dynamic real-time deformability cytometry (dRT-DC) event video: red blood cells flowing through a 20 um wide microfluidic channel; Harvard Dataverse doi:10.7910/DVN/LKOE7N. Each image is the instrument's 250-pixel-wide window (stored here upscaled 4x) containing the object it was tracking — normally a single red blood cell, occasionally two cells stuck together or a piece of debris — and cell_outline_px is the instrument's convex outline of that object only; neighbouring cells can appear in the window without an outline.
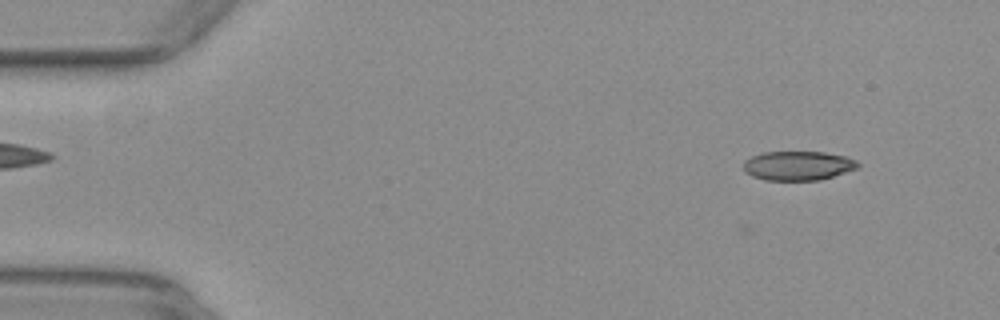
{"species": "common noctule bat (a hibernating species)", "species_latin": "Nyctalus noctula", "temperature_condition": "warm", "stored_images_in_passage": 47, "camera_frame_rate_fps": 3000, "um_per_image_px": 0.085, "animal": {"sex": "female", "body_mass_g": 29.2, "forearm_length_mm": 56.3}, "frame": {"image": 1, "passage_image": 1, "time_ms": 0.0, "image_size_px": [1000, 320], "cell_outline_px": [[860, 164], [856, 168], [820, 180], [764, 180], [752, 176], [744, 172], [744, 160], [752, 156], [764, 152], [824, 152], [844, 156], [856, 160]], "centroid_in_image_um": [67.79, 14.08], "position_along_channel_um": 17.2, "area_um2": 19.36}}
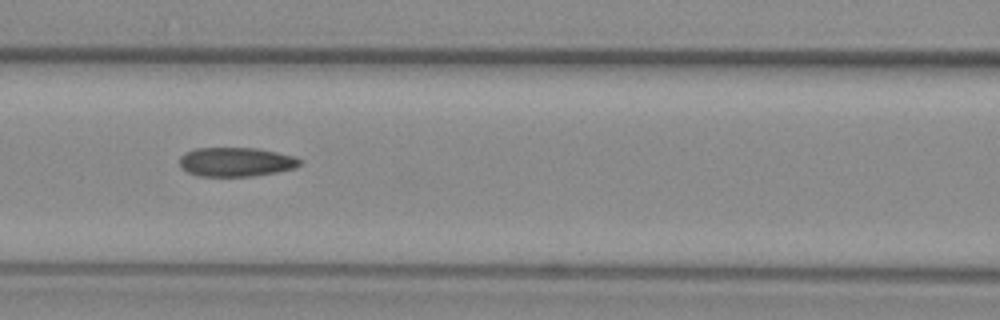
{"frame": {"image": 2, "passage_image": 19, "time_ms": 6.0, "image_size_px": [1000, 320], "cell_outline_px": [[300, 164], [296, 168], [276, 172], [252, 176], [196, 176], [188, 172], [180, 164], [180, 156], [184, 152], [196, 148], [256, 148], [276, 152], [292, 156], [300, 160]], "centroid_in_image_um": [20.03, 13.76], "position_along_channel_um": 146.6, "area_um2": 20.29}}
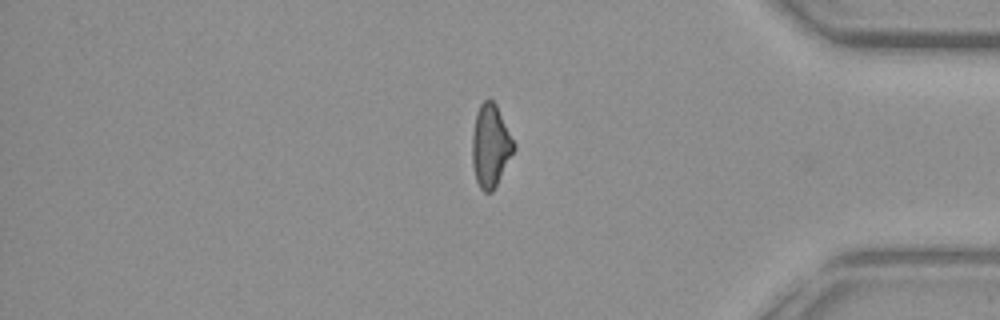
{"frame": {"image": 3, "passage_image": 40, "time_ms": 13.0, "image_size_px": [1000, 320], "cell_outline_px": [[516, 148], [492, 192], [484, 192], [480, 188], [476, 180], [472, 164], [472, 132], [476, 112], [480, 104], [488, 96], [496, 104], [516, 144]], "centroid_in_image_um": [41.69, 12.36], "position_along_channel_um": 393.5, "area_um2": 20.23}}